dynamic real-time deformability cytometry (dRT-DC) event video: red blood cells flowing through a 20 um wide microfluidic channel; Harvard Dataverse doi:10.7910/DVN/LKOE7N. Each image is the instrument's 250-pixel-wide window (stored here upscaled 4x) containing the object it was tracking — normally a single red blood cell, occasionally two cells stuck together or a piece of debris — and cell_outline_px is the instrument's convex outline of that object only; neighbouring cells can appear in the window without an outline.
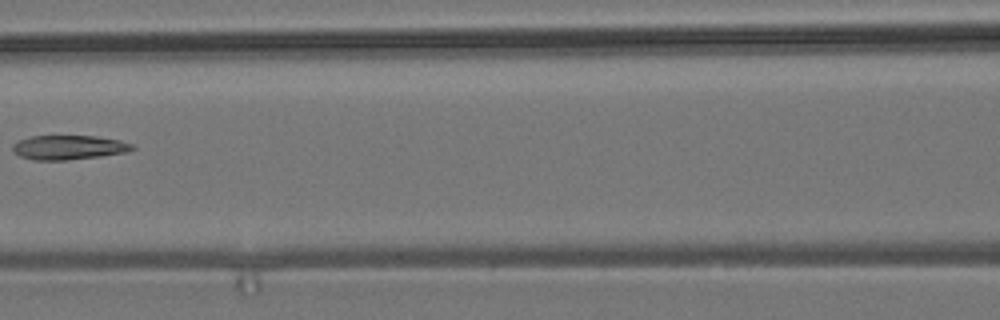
{"species": "common noctule bat (a hibernating species)", "species_latin": "Nyctalus noctula", "temperature_condition": "room temperature", "stored_images_in_passage": 8, "camera_frame_rate_fps": 3000, "um_per_image_px": 0.085, "animal": {"sex": "male", "body_mass_g": 19.2, "forearm_length_mm": 51.8}, "frame": {"image": 1, "passage_image": 7, "time_ms": 7.0, "image_size_px": [1000, 320], "cell_outline_px": [[136, 148], [124, 152], [100, 156], [68, 160], [32, 160], [20, 156], [12, 152], [12, 144], [20, 140], [32, 136], [96, 136], [120, 140], [132, 144]], "centroid_in_image_um": [5.8, 12.53], "position_along_channel_um": 160.8, "area_um2": 16.94}}
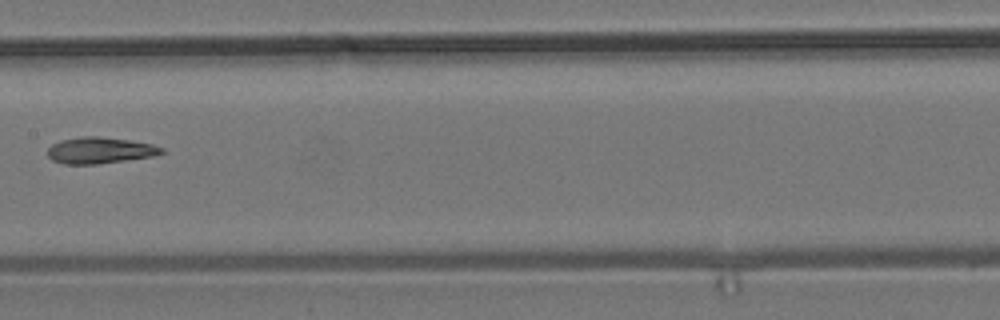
{"frame": {"image": 2, "passage_image": 8, "time_ms": 8.0, "image_size_px": [1000, 320], "cell_outline_px": [[164, 152], [152, 156], [96, 164], [64, 164], [52, 160], [48, 156], [48, 148], [52, 144], [60, 140], [80, 136], [96, 136], [128, 140], [152, 144], [164, 148]], "centroid_in_image_um": [8.45, 12.77], "position_along_channel_um": 198.9, "area_um2": 17.34}}